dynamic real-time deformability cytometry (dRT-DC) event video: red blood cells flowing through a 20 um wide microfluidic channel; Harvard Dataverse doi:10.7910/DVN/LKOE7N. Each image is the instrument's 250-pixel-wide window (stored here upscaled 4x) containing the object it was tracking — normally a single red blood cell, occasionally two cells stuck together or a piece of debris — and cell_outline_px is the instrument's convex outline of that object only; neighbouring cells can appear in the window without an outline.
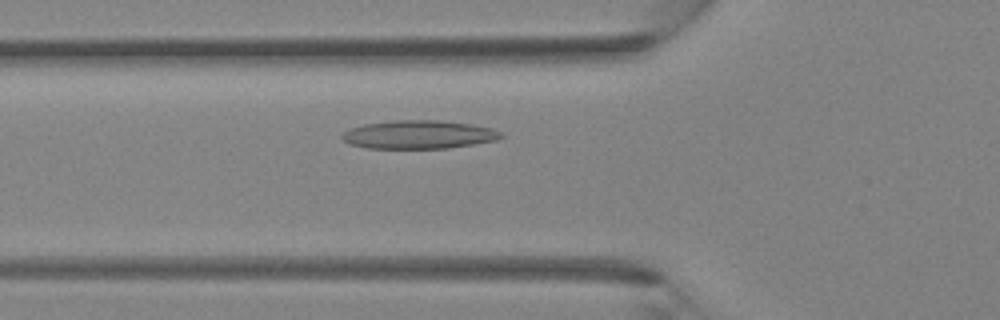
{"species": "Egyptian fruit bat (a non-hibernating species)", "species_latin": "Rousettus aegyptiacus", "temperature_condition": "room temperature", "stored_images_in_passage": 29, "camera_frame_rate_fps": 3000, "um_per_image_px": 0.085, "animal": {"sex": "female"}, "frame": {"image": 1, "passage_image": 4, "time_ms": 1.0, "image_size_px": [1000, 320], "cell_outline_px": [[504, 136], [496, 140], [448, 148], [364, 148], [348, 144], [340, 136], [344, 132], [352, 128], [364, 124], [396, 120], [440, 120], [468, 124], [492, 128], [500, 132]], "centroid_in_image_um": [35.56, 11.44], "position_along_channel_um": 90.2, "area_um2": 26.13}}
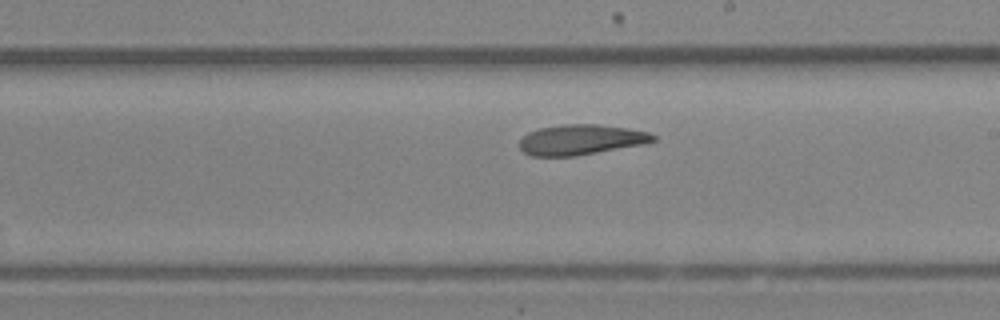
{"frame": {"image": 2, "passage_image": 13, "time_ms": 4.0, "image_size_px": [1000, 320], "cell_outline_px": [[656, 140], [644, 144], [576, 156], [532, 156], [524, 152], [520, 148], [520, 140], [528, 132], [540, 128], [564, 124], [596, 124], [628, 128], [648, 132], [656, 136]], "centroid_in_image_um": [49.39, 11.87], "position_along_channel_um": 239.6, "area_um2": 23.52}}
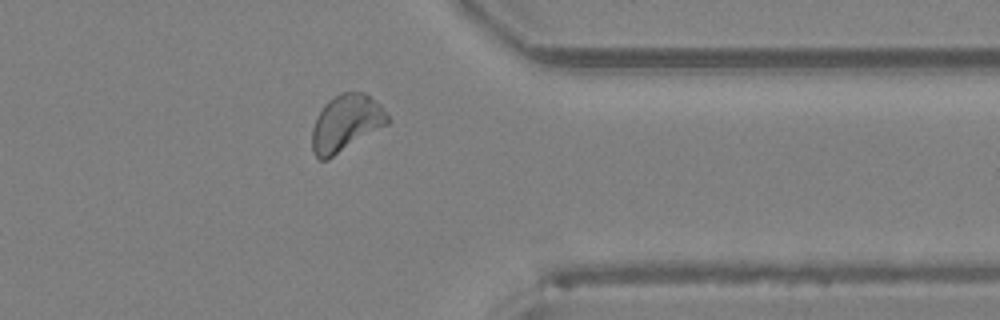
{"frame": {"image": 3, "passage_image": 22, "time_ms": 7.0, "image_size_px": [1000, 320], "cell_outline_px": [[392, 120], [388, 124], [328, 160], [320, 160], [312, 152], [312, 128], [316, 116], [324, 104], [328, 100], [340, 92], [364, 92], [380, 104]], "centroid_in_image_um": [29.4, 10.46], "position_along_channel_um": 382.0, "area_um2": 25.2}}